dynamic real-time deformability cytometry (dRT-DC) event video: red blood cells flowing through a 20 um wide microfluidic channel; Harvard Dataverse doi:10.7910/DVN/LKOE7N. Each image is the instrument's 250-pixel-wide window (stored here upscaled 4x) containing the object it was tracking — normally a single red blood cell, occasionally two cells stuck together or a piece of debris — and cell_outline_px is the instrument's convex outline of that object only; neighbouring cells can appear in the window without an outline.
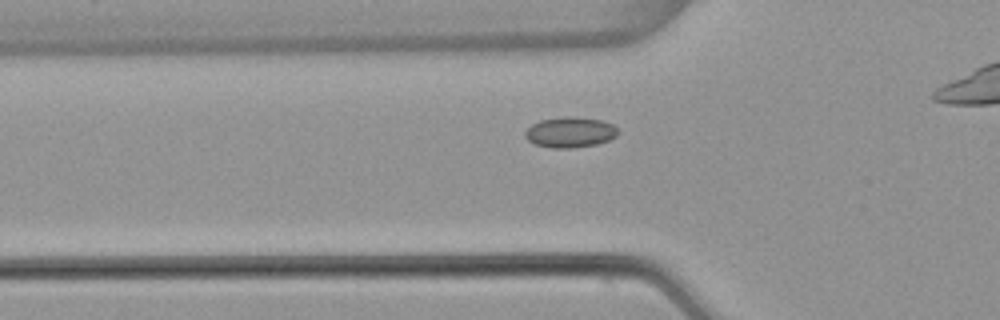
{"species": "common noctule bat (a hibernating species)", "species_latin": "Nyctalus noctula", "temperature_condition": "warm", "stored_images_in_passage": 39, "camera_frame_rate_fps": 3000, "um_per_image_px": 0.085, "animal": {"sex": "female", "body_mass_g": 22.7, "forearm_length_mm": 54.2}, "frame": {"image": 1, "passage_image": 13, "time_ms": 4.0, "image_size_px": [1000, 320], "cell_outline_px": [[620, 132], [616, 136], [608, 140], [596, 144], [572, 148], [552, 148], [536, 144], [528, 140], [524, 136], [524, 132], [532, 124], [540, 120], [564, 116], [576, 116], [604, 120], [612, 124]], "centroid_in_image_um": [48.47, 11.22], "position_along_channel_um": 77.3, "area_um2": 16.65}}
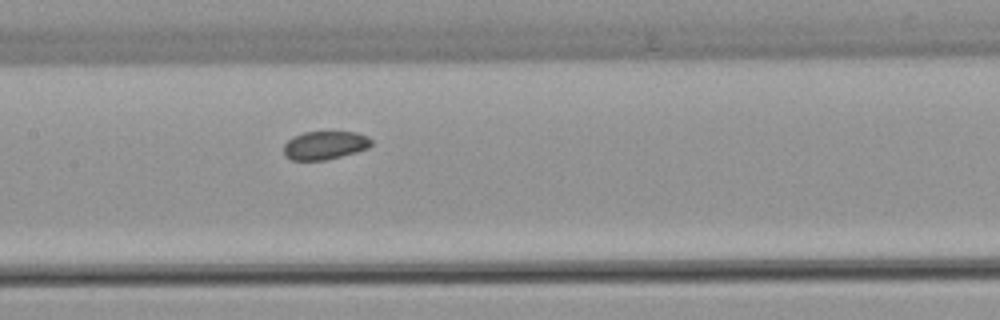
{"frame": {"image": 2, "passage_image": 21, "time_ms": 6.667, "image_size_px": [1000, 320], "cell_outline_px": [[372, 144], [368, 148], [356, 152], [324, 160], [292, 160], [284, 156], [284, 144], [292, 136], [304, 132], [356, 132], [368, 136], [372, 140]], "centroid_in_image_um": [27.6, 12.34], "position_along_channel_um": 179.8, "area_um2": 14.51}}
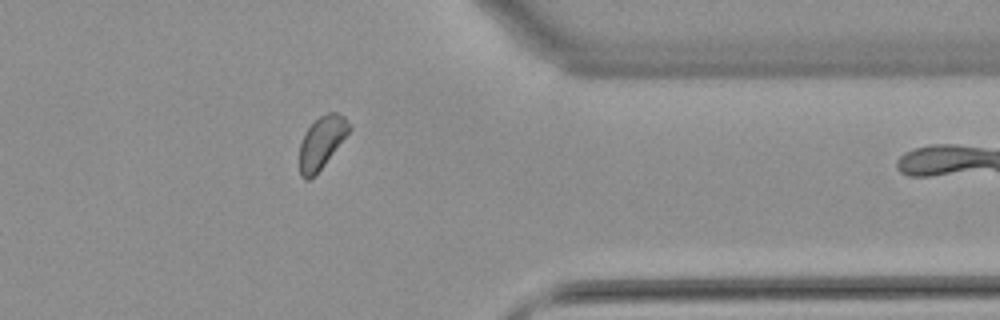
{"frame": {"image": 3, "passage_image": 38, "time_ms": 12.333, "image_size_px": [1000, 320], "cell_outline_px": [[352, 128], [324, 164], [308, 180], [304, 180], [300, 176], [300, 144], [304, 132], [320, 116], [328, 112], [336, 112], [344, 116]], "centroid_in_image_um": [27.33, 12.08], "position_along_channel_um": 384.1, "area_um2": 14.74}}